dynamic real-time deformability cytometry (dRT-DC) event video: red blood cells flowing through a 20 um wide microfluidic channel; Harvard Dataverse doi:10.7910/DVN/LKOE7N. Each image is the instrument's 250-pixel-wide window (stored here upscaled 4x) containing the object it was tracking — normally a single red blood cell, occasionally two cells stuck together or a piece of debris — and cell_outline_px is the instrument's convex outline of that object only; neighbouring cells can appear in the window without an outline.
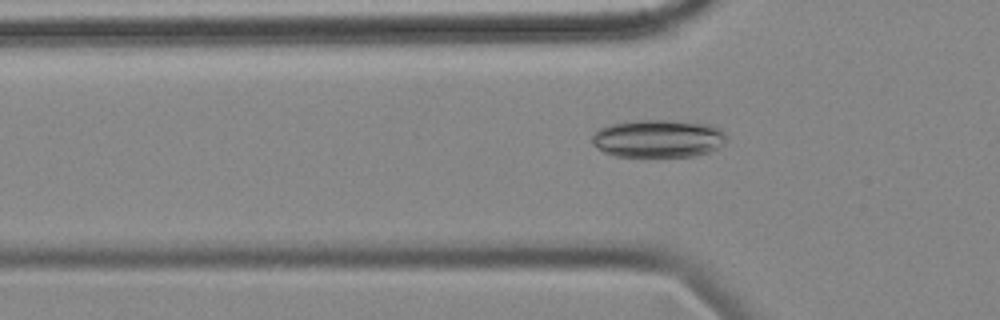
{"species": "common noctule bat (a hibernating species)", "species_latin": "Nyctalus noctula", "temperature_condition": "cold", "stored_images_in_passage": 55, "camera_frame_rate_fps": 3000, "um_per_image_px": 0.085, "animal": {"sex": "female", "body_mass_g": 18.4}, "frame": {"image": 1, "passage_image": 17, "time_ms": 5.333, "image_size_px": [1000, 320], "cell_outline_px": [[728, 140], [724, 144], [708, 152], [692, 156], [616, 156], [604, 152], [592, 144], [592, 136], [600, 128], [612, 124], [636, 120], [668, 120], [712, 124], [720, 128], [724, 132]], "centroid_in_image_um": [55.98, 11.77], "position_along_channel_um": 69.8, "area_um2": 29.65}}
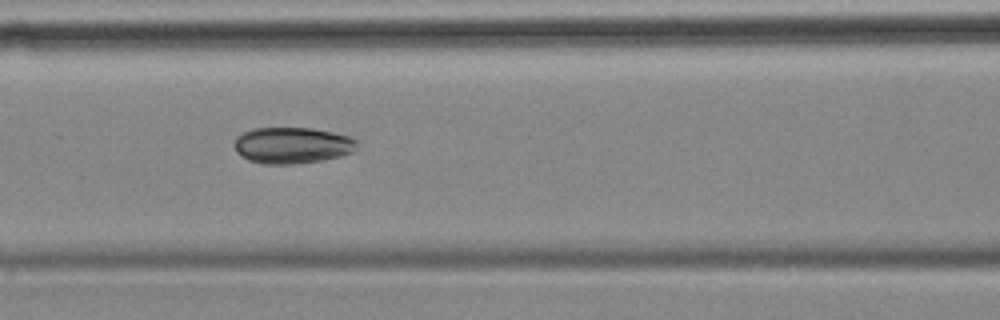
{"frame": {"image": 2, "passage_image": 23, "time_ms": 7.333, "image_size_px": [1000, 320], "cell_outline_px": [[356, 148], [352, 152], [340, 156], [320, 160], [292, 164], [260, 164], [248, 160], [240, 156], [236, 152], [232, 144], [236, 136], [252, 128], [312, 128], [332, 132], [348, 136], [356, 140]], "centroid_in_image_um": [24.76, 12.35], "position_along_channel_um": 141.8, "area_um2": 26.07}}
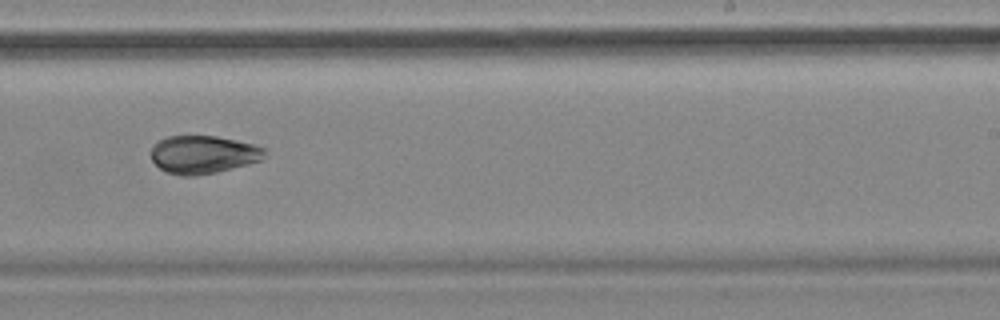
{"frame": {"image": 3, "passage_image": 34, "time_ms": 11.0, "image_size_px": [1000, 320], "cell_outline_px": [[268, 156], [260, 160], [248, 164], [216, 172], [196, 176], [180, 176], [164, 172], [152, 160], [152, 148], [160, 140], [168, 136], [216, 136], [236, 140], [252, 144], [264, 148]], "centroid_in_image_um": [17.29, 13.15], "position_along_channel_um": 271.7, "area_um2": 25.14}}